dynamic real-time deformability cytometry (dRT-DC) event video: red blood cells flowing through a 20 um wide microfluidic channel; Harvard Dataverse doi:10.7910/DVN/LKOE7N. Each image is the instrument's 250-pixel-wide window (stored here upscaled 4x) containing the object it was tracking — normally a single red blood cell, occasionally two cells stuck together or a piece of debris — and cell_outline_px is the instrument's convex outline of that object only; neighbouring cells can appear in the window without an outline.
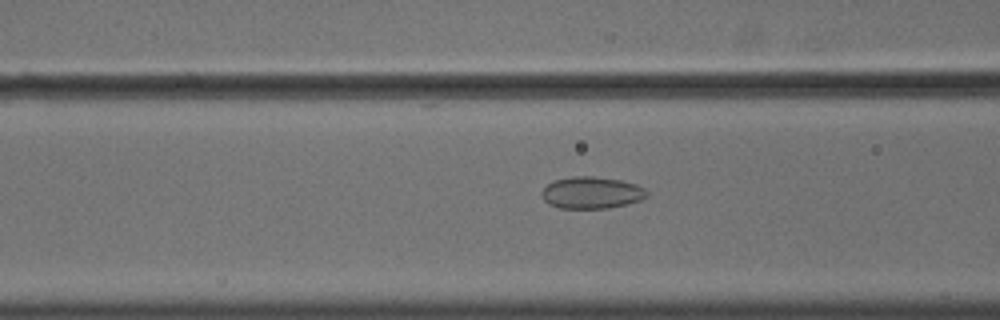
{"species": "common noctule bat (a hibernating species)", "species_latin": "Nyctalus noctula", "temperature_condition": "cold", "stored_images_in_passage": 57, "camera_frame_rate_fps": 3000, "um_per_image_px": 0.085, "animal": {"sex": "male", "body_mass_g": 18.8}, "frame": {"image": 1, "passage_image": 24, "time_ms": 7.667, "image_size_px": [1000, 320], "cell_outline_px": [[648, 196], [640, 200], [628, 204], [608, 208], [560, 208], [548, 204], [544, 200], [540, 192], [552, 180], [572, 176], [592, 176], [620, 180], [636, 184], [644, 188], [648, 192]], "centroid_in_image_um": [50.27, 16.37], "position_along_channel_um": 116.3, "area_um2": 19.65}}
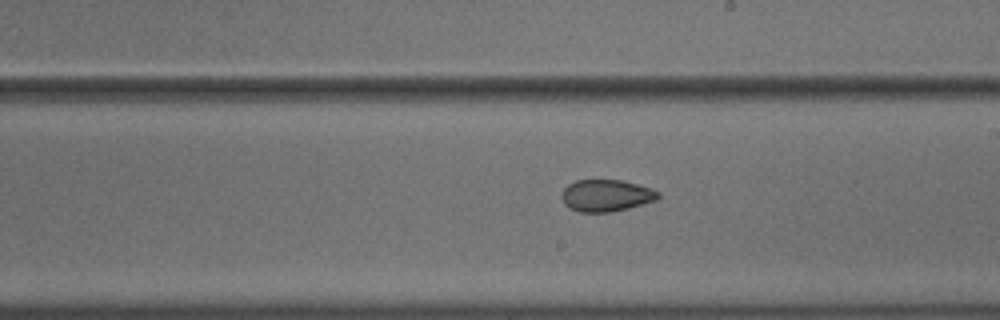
{"frame": {"image": 2, "passage_image": 34, "time_ms": 11.0, "image_size_px": [1000, 320], "cell_outline_px": [[660, 196], [656, 200], [628, 208], [612, 212], [580, 212], [568, 208], [564, 204], [560, 196], [564, 188], [568, 184], [576, 180], [620, 180], [652, 188], [660, 192]], "centroid_in_image_um": [51.5, 16.62], "position_along_channel_um": 237.5, "area_um2": 18.03}}
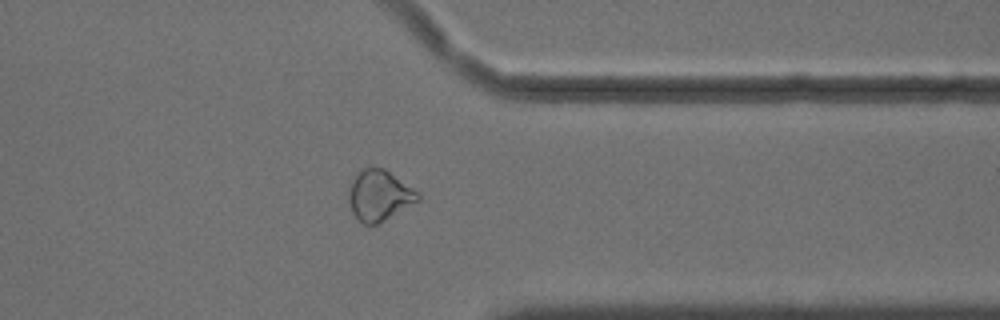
{"frame": {"image": 3, "passage_image": 46, "time_ms": 15.0, "image_size_px": [1000, 320], "cell_outline_px": [[420, 200], [384, 220], [376, 224], [364, 224], [352, 212], [348, 200], [348, 192], [352, 176], [360, 168], [384, 168], [420, 192]], "centroid_in_image_um": [32.22, 16.58], "position_along_channel_um": 379.2, "area_um2": 20.52}, "authors_computed_cell_mechanics": {"area_um2": 21.5594, "velocity_mm_per_s": 3.6248, "shape_relaxation_time_tau1_ms": null, "shape_relaxation_time_tau2_ms": 3.4514, "deformation_change_tau1": null, "deformation_change_tau2": 0.0795}}